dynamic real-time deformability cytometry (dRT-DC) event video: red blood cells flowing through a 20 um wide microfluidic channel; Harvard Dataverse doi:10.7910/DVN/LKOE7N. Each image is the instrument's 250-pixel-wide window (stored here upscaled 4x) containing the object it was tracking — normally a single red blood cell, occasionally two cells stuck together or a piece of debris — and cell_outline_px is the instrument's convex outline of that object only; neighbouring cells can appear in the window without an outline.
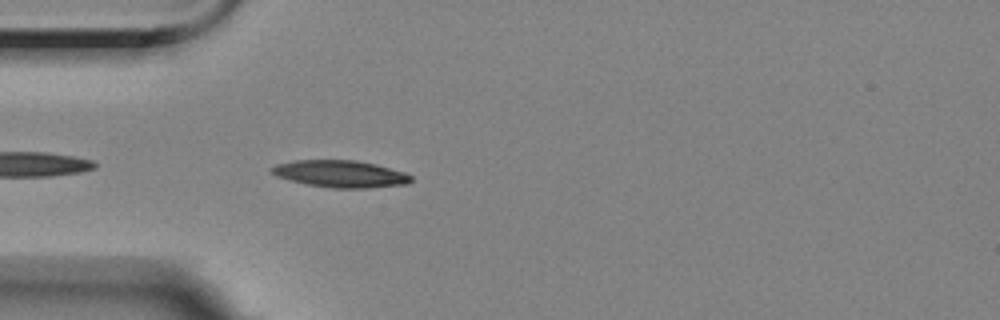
{"species": "Egyptian fruit bat (a non-hibernating species)", "species_latin": "Rousettus aegyptiacus", "temperature_condition": "room temperature", "stored_images_in_passage": 7, "camera_frame_rate_fps": 3000, "um_per_image_px": 0.085, "animal": {"sex": "female"}, "frame": {"image": 1, "passage_image": 3, "time_ms": 0.667, "image_size_px": [1000, 320], "cell_outline_px": [[412, 180], [408, 184], [368, 188], [332, 188], [308, 184], [276, 176], [272, 172], [272, 168], [276, 164], [296, 160], [356, 160], [376, 164], [404, 172], [412, 176]], "centroid_in_image_um": [28.98, 14.78], "position_along_channel_um": 56.0, "area_um2": 21.79}}